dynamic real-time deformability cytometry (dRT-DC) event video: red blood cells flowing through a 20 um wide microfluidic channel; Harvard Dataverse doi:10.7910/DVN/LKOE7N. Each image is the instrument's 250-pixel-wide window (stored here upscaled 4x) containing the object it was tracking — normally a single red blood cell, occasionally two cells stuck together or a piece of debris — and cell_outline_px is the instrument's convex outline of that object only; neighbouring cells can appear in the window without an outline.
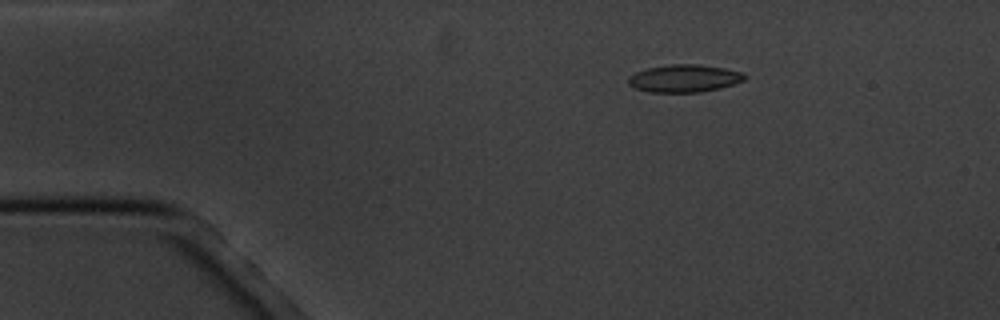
{"species": "common noctule bat (a hibernating species)", "species_latin": "Nyctalus noctula", "temperature_condition": "cold", "stored_images_in_passage": 4, "camera_frame_rate_fps": 3000, "um_per_image_px": 0.085, "animal": {"sex": "male", "body_mass_g": 20.1, "forearm_length_mm": 53.5}, "frame": {"image": 1, "passage_image": 3, "time_ms": 2.333, "image_size_px": [1000, 320], "cell_outline_px": [[748, 76], [744, 80], [720, 88], [700, 92], [652, 92], [636, 88], [628, 84], [628, 76], [636, 72], [648, 68], [668, 64], [696, 64], [724, 68], [740, 72]], "centroid_in_image_um": [58.15, 6.66], "position_along_channel_um": 26.9, "area_um2": 18.55}}